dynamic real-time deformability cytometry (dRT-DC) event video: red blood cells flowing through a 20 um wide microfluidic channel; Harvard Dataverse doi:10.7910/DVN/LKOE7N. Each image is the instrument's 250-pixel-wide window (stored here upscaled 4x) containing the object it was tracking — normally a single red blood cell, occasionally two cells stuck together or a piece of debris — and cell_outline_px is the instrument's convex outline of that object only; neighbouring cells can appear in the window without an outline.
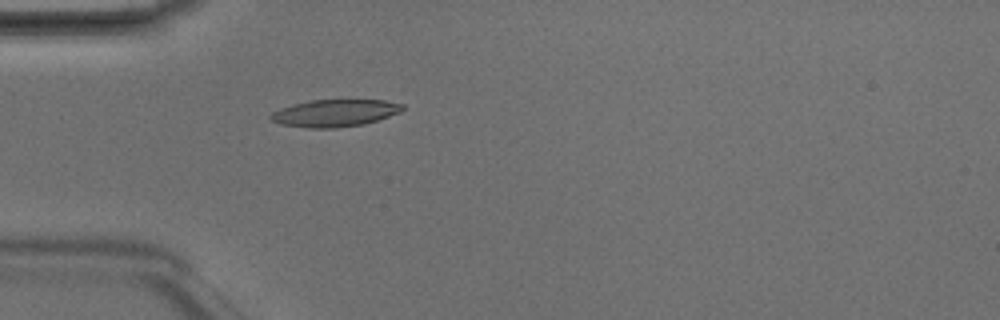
{"species": "Egyptian fruit bat (a non-hibernating species)", "species_latin": "Rousettus aegyptiacus", "temperature_condition": "room temperature", "stored_images_in_passage": 4, "camera_frame_rate_fps": 3000, "um_per_image_px": 0.085, "animal": {"sex": "male"}, "frame": {"image": 1, "passage_image": 4, "time_ms": 1.0, "image_size_px": [1000, 320], "cell_outline_px": [[404, 108], [400, 112], [364, 124], [336, 128], [308, 128], [280, 124], [272, 120], [268, 116], [272, 112], [280, 108], [312, 100], [384, 100], [404, 104]], "centroid_in_image_um": [28.45, 9.61], "position_along_channel_um": 56.5, "area_um2": 20.75}}